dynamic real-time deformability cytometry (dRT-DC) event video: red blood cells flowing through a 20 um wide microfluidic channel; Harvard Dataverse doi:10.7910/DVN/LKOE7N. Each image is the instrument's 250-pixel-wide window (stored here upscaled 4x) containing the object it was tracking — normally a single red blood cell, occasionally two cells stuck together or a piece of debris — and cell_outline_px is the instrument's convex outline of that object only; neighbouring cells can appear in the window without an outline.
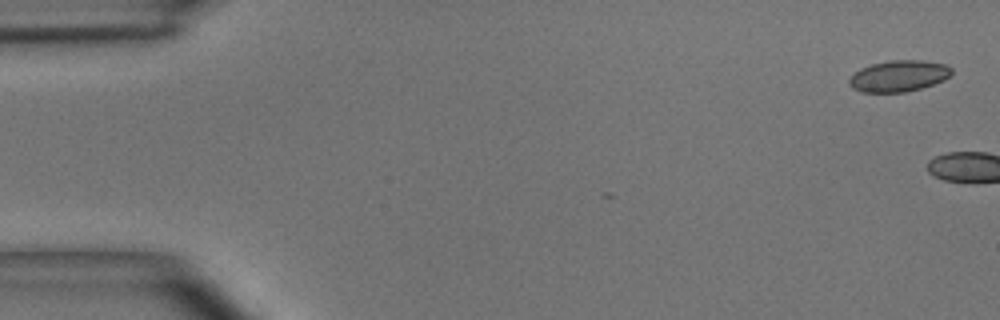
{"species": "common noctule bat (a hibernating species)", "species_latin": "Nyctalus noctula", "temperature_condition": "room temperature", "stored_images_in_passage": 5, "camera_frame_rate_fps": 3000, "um_per_image_px": 0.085, "animal": {"sex": "male", "body_mass_g": 15.6}, "frame": {"image": 1, "passage_image": 1, "time_ms": 0.0, "image_size_px": [1000, 320], "cell_outline_px": [[952, 72], [944, 80], [920, 88], [904, 92], [864, 92], [852, 88], [848, 84], [848, 80], [860, 68], [872, 64], [888, 60], [920, 60], [948, 64], [952, 68]], "centroid_in_image_um": [76.39, 6.45], "position_along_channel_um": 8.6, "area_um2": 18.61}}